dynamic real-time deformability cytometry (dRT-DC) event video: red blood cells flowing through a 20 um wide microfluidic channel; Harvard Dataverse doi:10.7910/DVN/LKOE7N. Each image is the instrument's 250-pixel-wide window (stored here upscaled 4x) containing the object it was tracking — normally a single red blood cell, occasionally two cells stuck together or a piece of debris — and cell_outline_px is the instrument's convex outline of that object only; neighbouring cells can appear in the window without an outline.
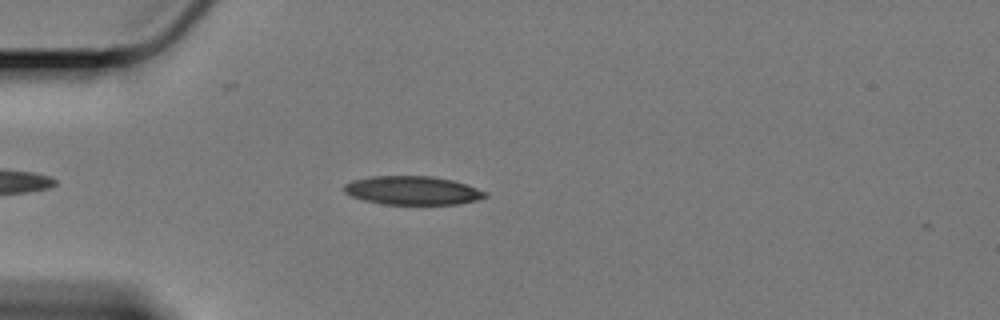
{"species": "Egyptian fruit bat (a non-hibernating species)", "species_latin": "Rousettus aegyptiacus", "temperature_condition": "cold", "stored_images_in_passage": 33, "camera_frame_rate_fps": 3000, "um_per_image_px": 0.085, "animal": {"sex": "female"}, "frame": {"image": 1, "passage_image": 7, "time_ms": 2.0, "image_size_px": [1000, 320], "cell_outline_px": [[488, 196], [476, 200], [460, 204], [384, 204], [364, 200], [352, 196], [344, 192], [344, 184], [352, 180], [372, 176], [432, 176], [452, 180], [468, 184], [488, 192]], "centroid_in_image_um": [35.1, 16.18], "position_along_channel_um": 49.9, "area_um2": 23.64}}
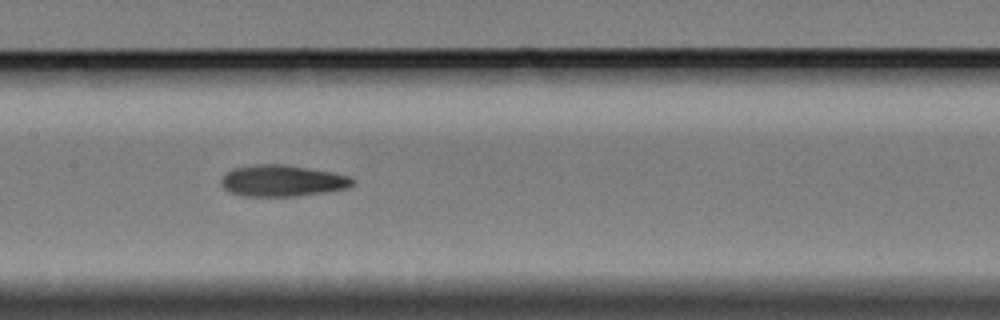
{"frame": {"image": 2, "passage_image": 20, "time_ms": 6.333, "image_size_px": [1000, 320], "cell_outline_px": [[356, 180], [352, 184], [344, 188], [324, 192], [296, 196], [244, 196], [232, 192], [224, 188], [220, 184], [220, 180], [232, 168], [256, 164], [284, 164], [332, 172], [348, 176]], "centroid_in_image_um": [23.97, 15.35], "position_along_channel_um": 183.4, "area_um2": 23.81}}
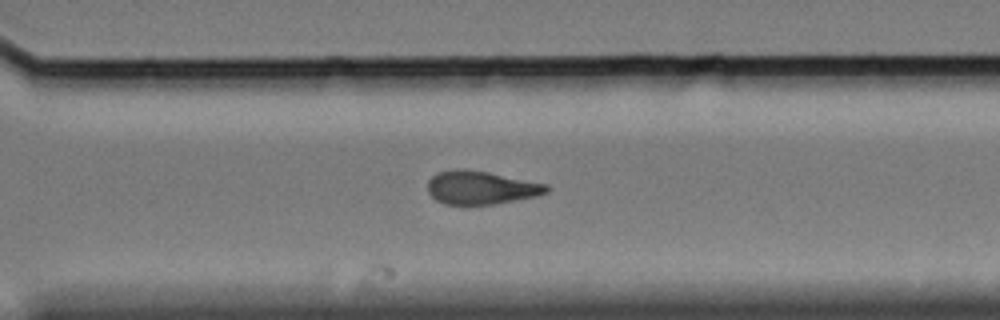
{"frame": {"image": 3, "passage_image": 33, "time_ms": 10.667, "image_size_px": [1000, 320], "cell_outline_px": [[548, 192], [536, 196], [492, 204], [468, 208], [444, 204], [436, 200], [428, 192], [428, 180], [436, 172], [452, 168], [464, 168], [488, 172], [548, 184]], "centroid_in_image_um": [40.81, 15.97], "position_along_channel_um": 329.8, "area_um2": 23.81}}